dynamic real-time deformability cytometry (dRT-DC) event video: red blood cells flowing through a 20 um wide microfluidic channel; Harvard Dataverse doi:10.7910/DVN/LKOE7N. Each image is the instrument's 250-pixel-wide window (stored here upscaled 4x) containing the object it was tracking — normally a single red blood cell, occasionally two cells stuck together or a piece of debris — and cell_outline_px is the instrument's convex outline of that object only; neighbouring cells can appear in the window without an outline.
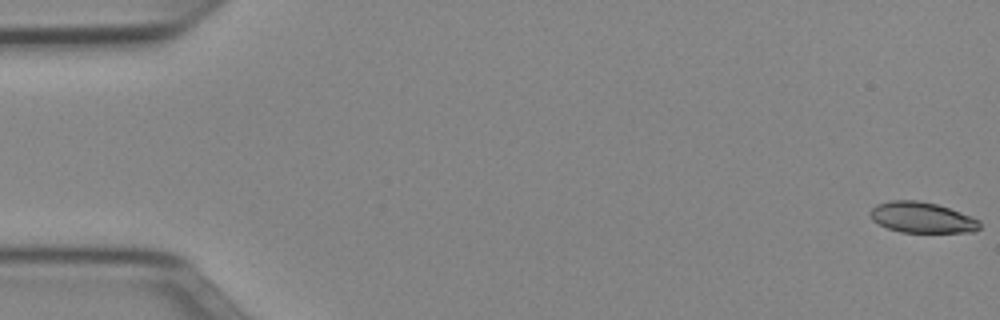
{"species": "Egyptian fruit bat (a non-hibernating species)", "species_latin": "Rousettus aegyptiacus", "temperature_condition": "cold", "stored_images_in_passage": 9, "camera_frame_rate_fps": 3000, "um_per_image_px": 0.085, "animal": {"sex": "female"}, "frame": {"image": 1, "passage_image": 1, "time_ms": 0.0, "image_size_px": [1000, 320], "cell_outline_px": [[980, 228], [972, 232], [900, 232], [888, 228], [872, 220], [872, 208], [876, 204], [892, 200], [920, 200], [936, 204], [972, 216], [980, 220]], "centroid_in_image_um": [78.39, 18.48], "position_along_channel_um": 6.6, "area_um2": 19.48}}